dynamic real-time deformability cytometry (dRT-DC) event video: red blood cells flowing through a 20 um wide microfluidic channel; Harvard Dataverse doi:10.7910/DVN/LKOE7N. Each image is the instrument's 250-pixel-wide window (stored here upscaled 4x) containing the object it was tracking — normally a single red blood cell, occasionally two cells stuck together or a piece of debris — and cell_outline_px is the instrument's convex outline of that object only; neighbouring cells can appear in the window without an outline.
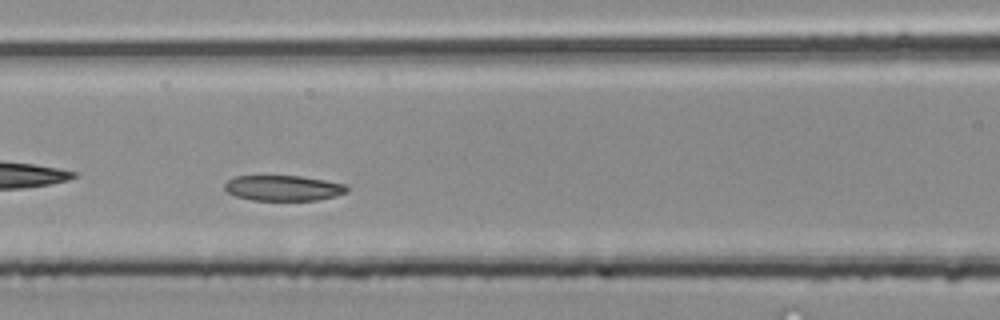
{"species": "common noctule bat (a hibernating species)", "species_latin": "Nyctalus noctula", "temperature_condition": "room temperature", "stored_images_in_passage": 38, "camera_frame_rate_fps": 3000, "um_per_image_px": 0.085, "animal": {"sex": "male", "body_mass_g": 20.4}, "frame": {"image": 1, "passage_image": 12, "time_ms": 3.667, "image_size_px": [1000, 320], "cell_outline_px": [[348, 192], [336, 196], [316, 200], [252, 200], [236, 196], [228, 192], [224, 188], [224, 184], [232, 176], [300, 176], [324, 180], [344, 184], [348, 188]], "centroid_in_image_um": [24.07, 15.98], "position_along_channel_um": 142.5, "area_um2": 18.09}}
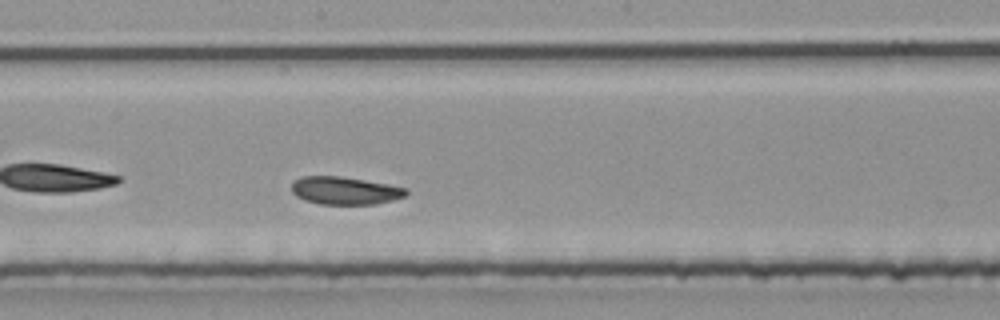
{"frame": {"image": 2, "passage_image": 17, "time_ms": 5.333, "image_size_px": [1000, 320], "cell_outline_px": [[408, 192], [404, 196], [392, 200], [376, 204], [320, 204], [304, 200], [296, 196], [292, 192], [292, 184], [296, 180], [304, 176], [340, 176], [388, 184], [408, 188]], "centroid_in_image_um": [29.33, 16.2], "position_along_channel_um": 218.9, "area_um2": 18.44}}